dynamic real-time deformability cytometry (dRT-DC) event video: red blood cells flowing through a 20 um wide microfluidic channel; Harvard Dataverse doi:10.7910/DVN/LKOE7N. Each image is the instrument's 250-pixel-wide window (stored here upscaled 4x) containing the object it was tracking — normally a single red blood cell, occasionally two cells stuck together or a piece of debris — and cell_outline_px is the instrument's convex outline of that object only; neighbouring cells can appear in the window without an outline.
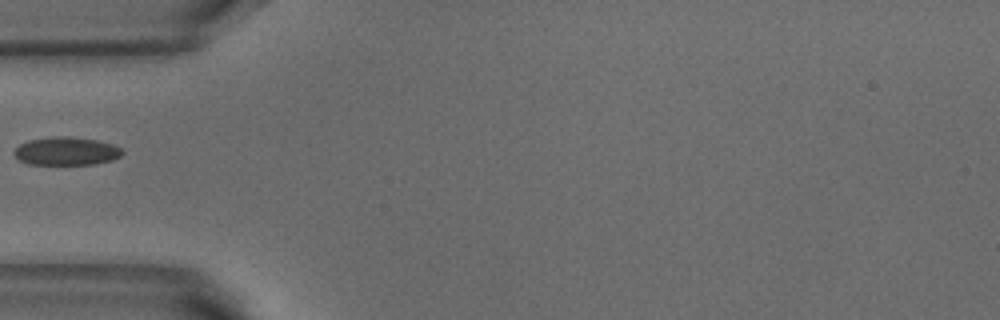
{"species": "common noctule bat (a hibernating species)", "species_latin": "Nyctalus noctula", "temperature_condition": "warm", "stored_images_in_passage": 1, "camera_frame_rate_fps": 3000, "um_per_image_px": 0.085, "animal": {"sex": "male", "body_mass_g": 18.8}, "frame": {"image": 1, "passage_image": 1, "time_ms": 0.0, "image_size_px": [1000, 320], "cell_outline_px": [[124, 152], [120, 156], [112, 160], [96, 164], [28, 164], [20, 160], [12, 152], [20, 144], [28, 140], [52, 136], [68, 136], [96, 140], [112, 144], [120, 148]], "centroid_in_image_um": [5.63, 12.84], "position_along_channel_um": 79.4, "area_um2": 17.74}}